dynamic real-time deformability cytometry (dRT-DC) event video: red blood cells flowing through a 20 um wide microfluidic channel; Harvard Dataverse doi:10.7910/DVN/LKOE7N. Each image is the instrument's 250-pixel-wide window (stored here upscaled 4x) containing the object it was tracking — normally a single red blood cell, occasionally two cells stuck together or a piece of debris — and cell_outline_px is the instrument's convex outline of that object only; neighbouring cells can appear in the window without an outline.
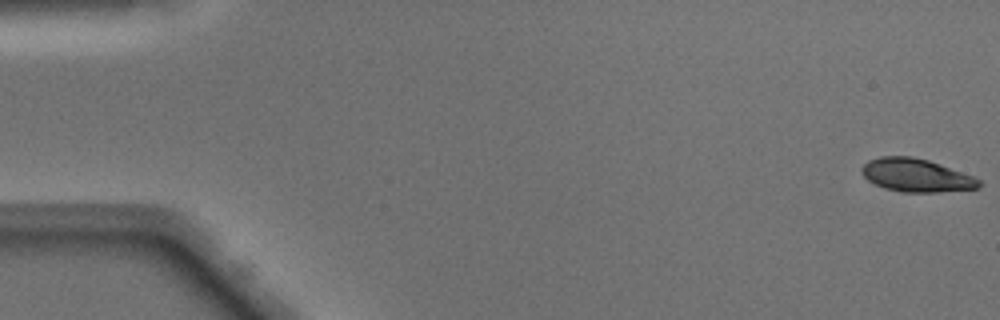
{"species": "Egyptian fruit bat (a non-hibernating species)", "species_latin": "Rousettus aegyptiacus", "temperature_condition": "warm", "stored_images_in_passage": 49, "camera_frame_rate_fps": 3000, "um_per_image_px": 0.085, "animal": {"sex": "male"}, "frame": {"image": 1, "passage_image": 1, "time_ms": 0.0, "image_size_px": [1000, 320], "cell_outline_px": [[980, 188], [936, 192], [904, 192], [884, 188], [868, 180], [864, 176], [860, 168], [868, 160], [880, 156], [912, 156], [928, 160], [972, 176], [980, 180]], "centroid_in_image_um": [77.85, 14.89], "position_along_channel_um": 7.2, "area_um2": 22.43}}
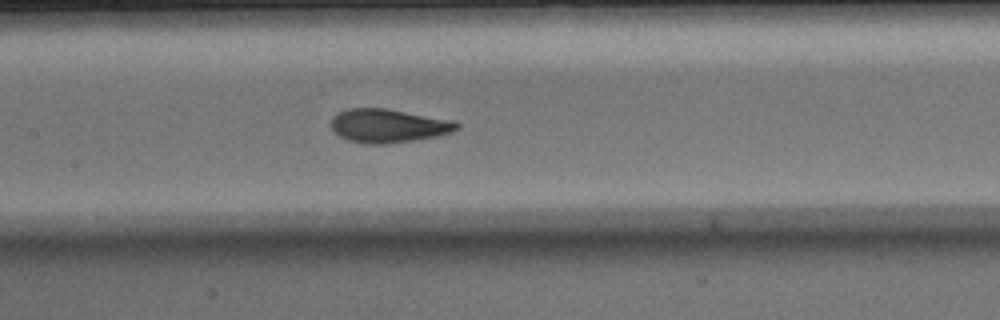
{"frame": {"image": 2, "passage_image": 24, "time_ms": 7.667, "image_size_px": [1000, 320], "cell_outline_px": [[460, 128], [452, 132], [436, 136], [388, 144], [364, 144], [348, 140], [340, 136], [332, 128], [332, 116], [348, 108], [384, 108], [456, 120], [460, 124]], "centroid_in_image_um": [33.05, 10.69], "position_along_channel_um": 174.4, "area_um2": 24.68}}
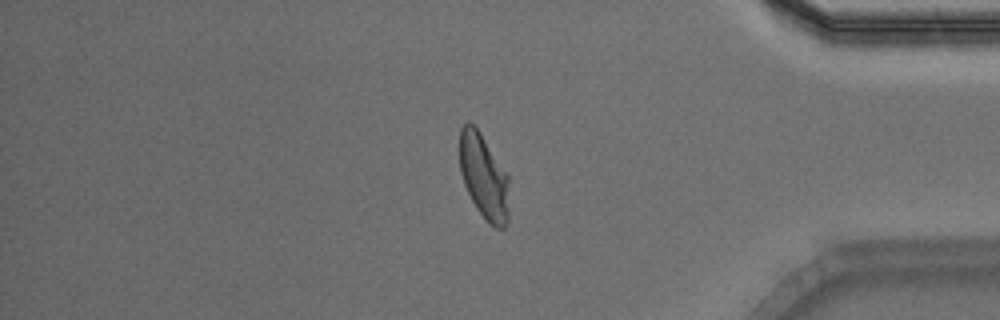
{"frame": {"image": 3, "passage_image": 42, "time_ms": 13.667, "image_size_px": [1000, 320], "cell_outline_px": [[508, 220], [504, 228], [496, 228], [488, 224], [476, 208], [464, 184], [460, 172], [460, 128], [468, 120], [480, 132], [508, 176]], "centroid_in_image_um": [41.11, 15.03], "position_along_channel_um": 394.1, "area_um2": 24.33}, "authors_computed_cell_mechanics": {"area_um2": 24.3338, "velocity_mm_per_s": 4.0959, "shape_relaxation_time_tau1_ms": 3.0239, "shape_relaxation_time_tau2_ms": 0.8376, "deformation_change_tau1": 0.159, "deformation_change_tau2": 0.0654}}